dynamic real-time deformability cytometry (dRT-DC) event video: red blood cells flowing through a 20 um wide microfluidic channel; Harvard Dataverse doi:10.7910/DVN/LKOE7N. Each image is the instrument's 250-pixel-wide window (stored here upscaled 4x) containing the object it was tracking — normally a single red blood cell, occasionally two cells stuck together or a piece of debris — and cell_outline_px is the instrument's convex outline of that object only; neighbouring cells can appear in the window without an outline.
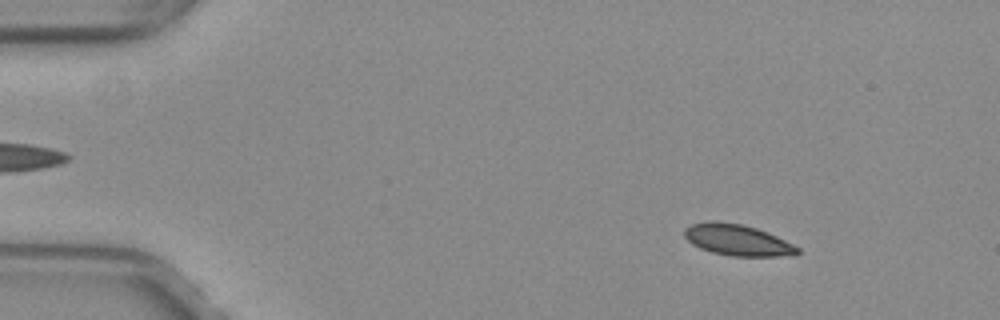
{"species": "common noctule bat (a hibernating species)", "species_latin": "Nyctalus noctula", "temperature_condition": "warm", "stored_images_in_passage": 17, "camera_frame_rate_fps": 3000, "um_per_image_px": 0.085, "animal": {"sex": "female", "body_mass_g": 29.2, "forearm_length_mm": 56.3}, "frame": {"image": 1, "passage_image": 7, "time_ms": 2.0, "image_size_px": [1000, 320], "cell_outline_px": [[800, 252], [796, 256], [732, 256], [712, 252], [700, 248], [692, 244], [684, 236], [684, 228], [692, 224], [708, 220], [716, 220], [740, 224], [756, 228], [768, 232], [800, 248]], "centroid_in_image_um": [62.68, 20.4], "position_along_channel_um": 22.3, "area_um2": 20.69}}